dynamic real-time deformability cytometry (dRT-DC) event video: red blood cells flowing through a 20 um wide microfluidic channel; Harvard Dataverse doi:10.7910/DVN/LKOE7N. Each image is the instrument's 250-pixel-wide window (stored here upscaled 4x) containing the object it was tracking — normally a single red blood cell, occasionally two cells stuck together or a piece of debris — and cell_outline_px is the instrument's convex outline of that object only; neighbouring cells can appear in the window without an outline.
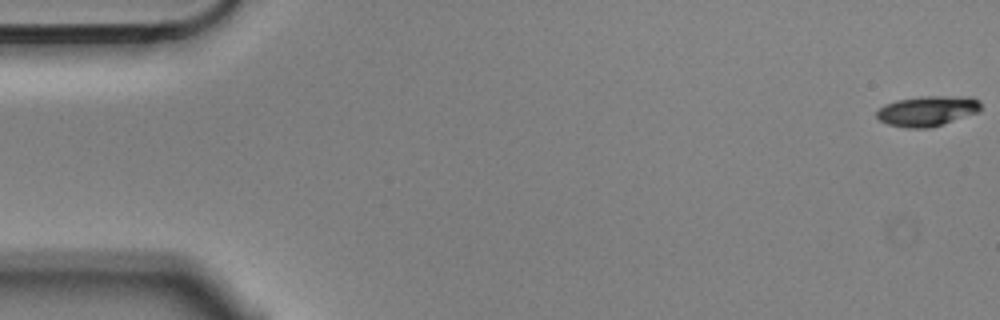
{"species": "Egyptian fruit bat (a non-hibernating species)", "species_latin": "Rousettus aegyptiacus", "temperature_condition": "cold", "stored_images_in_passage": 5, "camera_frame_rate_fps": 3000, "um_per_image_px": 0.085, "animal": {"sex": "male"}, "frame": {"image": 1, "passage_image": 1, "time_ms": 0.0, "image_size_px": [1000, 320], "cell_outline_px": [[980, 112], [928, 128], [908, 128], [888, 124], [880, 120], [876, 116], [876, 112], [884, 104], [896, 100], [920, 96], [972, 96], [980, 100]], "centroid_in_image_um": [78.84, 9.41], "position_along_channel_um": 6.2, "area_um2": 18.44}}
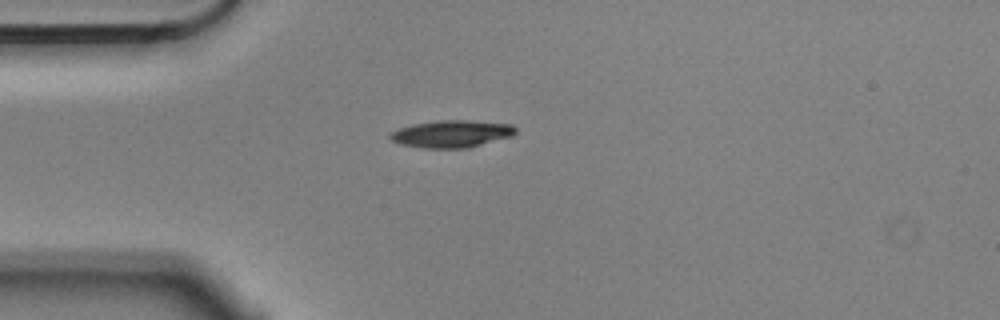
{"frame": {"image": 2, "passage_image": 5, "time_ms": 1.333, "image_size_px": [1000, 320], "cell_outline_px": [[516, 132], [512, 136], [468, 148], [424, 148], [400, 144], [392, 140], [388, 136], [392, 132], [400, 128], [412, 124], [440, 120], [468, 120], [512, 124], [516, 128]], "centroid_in_image_um": [38.4, 11.37], "position_along_channel_um": 46.6, "area_um2": 19.88}}